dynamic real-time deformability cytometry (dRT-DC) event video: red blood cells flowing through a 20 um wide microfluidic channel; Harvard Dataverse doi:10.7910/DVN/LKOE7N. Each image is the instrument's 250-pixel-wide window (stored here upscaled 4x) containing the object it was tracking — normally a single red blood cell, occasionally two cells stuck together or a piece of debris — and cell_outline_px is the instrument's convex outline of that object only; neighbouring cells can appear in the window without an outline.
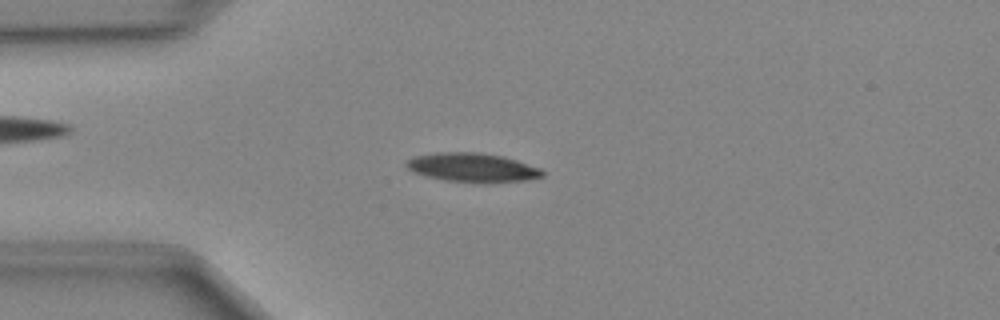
{"species": "Egyptian fruit bat (a non-hibernating species)", "species_latin": "Rousettus aegyptiacus", "temperature_condition": "cold", "stored_images_in_passage": 47, "camera_frame_rate_fps": 3000, "um_per_image_px": 0.085, "animal": {"sex": "female"}, "frame": {"image": 1, "passage_image": 11, "time_ms": 3.333, "image_size_px": [1000, 320], "cell_outline_px": [[544, 176], [524, 180], [484, 184], [444, 180], [424, 176], [412, 172], [404, 164], [404, 160], [412, 156], [436, 152], [480, 152], [504, 156], [540, 168], [544, 172]], "centroid_in_image_um": [40.09, 14.24], "position_along_channel_um": 44.9, "area_um2": 23.52}}
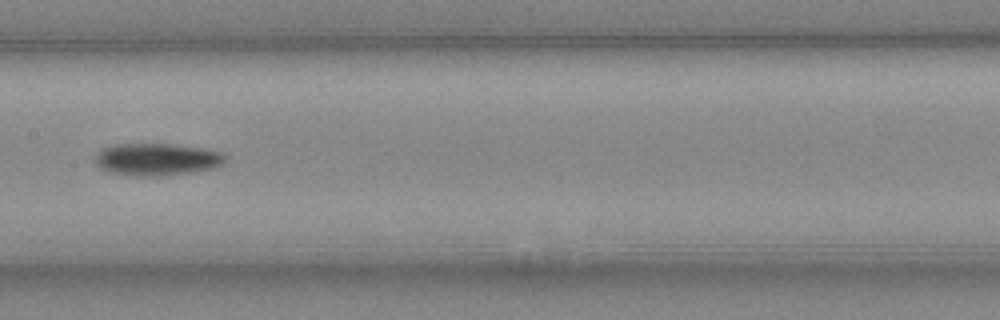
{"frame": {"image": 2, "passage_image": 23, "time_ms": 7.333, "image_size_px": [1000, 320], "cell_outline_px": [[228, 156], [224, 164], [216, 168], [192, 172], [164, 176], [136, 176], [112, 172], [100, 168], [96, 164], [96, 156], [104, 148], [116, 144], [176, 144], [204, 148], [220, 152]], "centroid_in_image_um": [13.42, 13.55], "position_along_channel_um": 194.0, "area_um2": 24.57}}
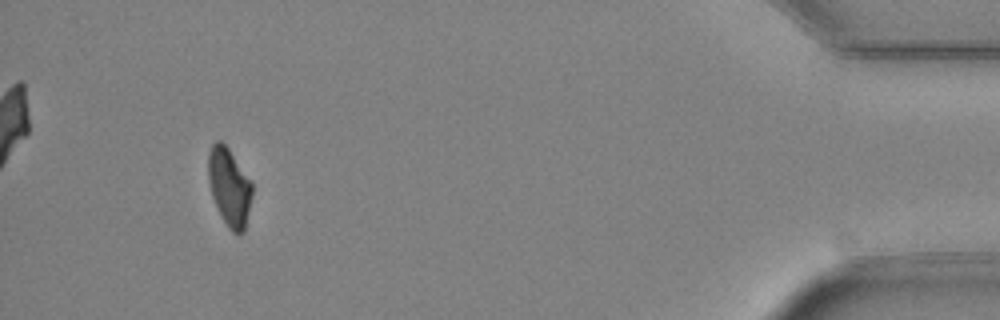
{"frame": {"image": 3, "passage_image": 44, "time_ms": 14.333, "image_size_px": [1000, 320], "cell_outline_px": [[252, 196], [244, 232], [240, 236], [236, 236], [228, 228], [212, 196], [208, 180], [208, 152], [212, 144], [216, 140], [220, 140], [228, 148], [252, 180]], "centroid_in_image_um": [19.51, 15.9], "position_along_channel_um": 415.7, "area_um2": 20.11}}